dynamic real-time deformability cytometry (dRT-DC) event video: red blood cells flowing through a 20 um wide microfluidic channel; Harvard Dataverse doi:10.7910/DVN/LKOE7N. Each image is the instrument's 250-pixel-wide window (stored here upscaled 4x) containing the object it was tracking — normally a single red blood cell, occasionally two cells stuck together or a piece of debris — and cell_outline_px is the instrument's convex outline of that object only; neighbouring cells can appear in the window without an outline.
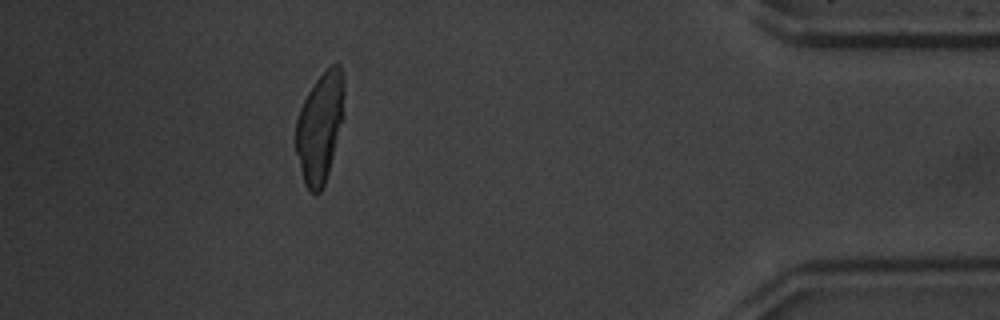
{"species": "common noctule bat (a hibernating species)", "species_latin": "Nyctalus noctula", "temperature_condition": "warm", "stored_images_in_passage": 45, "segment_of_instrument_passage": [2, 2], "camera_frame_rate_fps": 3000, "um_per_image_px": 0.085, "animal": {"sex": "male", "body_mass_g": 20.1, "forearm_length_mm": 53.5}, "frame": {"image": 1, "passage_image": 42, "time_ms": 13.667, "image_size_px": [1000, 320], "cell_outline_px": [[340, 116], [324, 180], [320, 188], [316, 192], [308, 184], [304, 176], [304, 160], [340, 92]], "centroid_in_image_um": [27.38, 12.67], "position_along_channel_um": 407.8, "area_um2": 11.21}}